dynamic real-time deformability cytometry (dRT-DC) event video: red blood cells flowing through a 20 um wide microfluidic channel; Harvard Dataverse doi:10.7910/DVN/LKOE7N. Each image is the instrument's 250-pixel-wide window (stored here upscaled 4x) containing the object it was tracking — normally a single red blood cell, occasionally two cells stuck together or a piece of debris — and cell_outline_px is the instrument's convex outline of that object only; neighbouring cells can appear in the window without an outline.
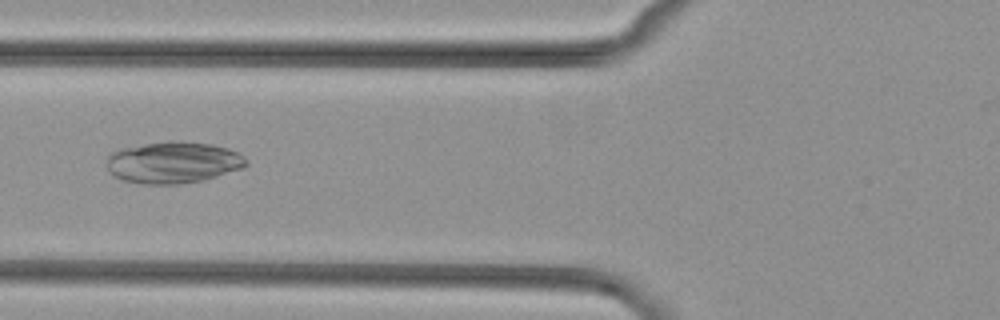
{"species": "common noctule bat (a hibernating species)", "species_latin": "Nyctalus noctula", "temperature_condition": "cold", "stored_images_in_passage": 3, "camera_frame_rate_fps": 3000, "um_per_image_px": 0.085, "animal": {"sex": "female", "body_mass_g": 29.2, "forearm_length_mm": 56.3}, "frame": {"image": 1, "passage_image": 3, "time_ms": 2.333, "image_size_px": [1000, 320], "cell_outline_px": [[248, 164], [244, 168], [204, 180], [176, 184], [140, 184], [124, 180], [116, 176], [108, 168], [108, 156], [116, 148], [172, 140], [176, 140], [212, 144], [228, 148], [240, 152], [248, 160]], "centroid_in_image_um": [14.77, 13.79], "position_along_channel_um": 111.0, "area_um2": 34.1}}